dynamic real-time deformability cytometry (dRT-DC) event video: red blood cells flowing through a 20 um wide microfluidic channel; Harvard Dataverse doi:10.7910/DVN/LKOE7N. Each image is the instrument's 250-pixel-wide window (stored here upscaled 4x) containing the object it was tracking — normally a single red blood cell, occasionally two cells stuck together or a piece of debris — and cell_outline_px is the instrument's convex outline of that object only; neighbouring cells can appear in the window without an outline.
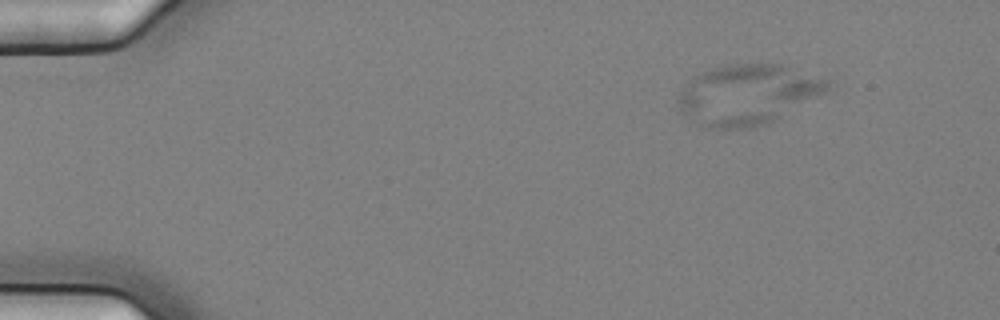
{"species": "common noctule bat (a hibernating species)", "species_latin": "Nyctalus noctula", "temperature_condition": "cold", "stored_images_in_passage": 57, "camera_frame_rate_fps": 3000, "um_per_image_px": 0.085, "animal": {"sex": "female", "body_mass_g": 25.1}, "frame": {"image": 1, "passage_image": 7, "time_ms": 2.0, "image_size_px": [1000, 320], "cell_outline_px": [[832, 80], [828, 88], [824, 92], [768, 124], [752, 128], [704, 128], [696, 124], [680, 112], [676, 100], [680, 92], [688, 80], [696, 72], [728, 64], [780, 64]], "centroid_in_image_um": [63.48, 8.04], "position_along_channel_um": 21.5, "area_um2": 52.71}}
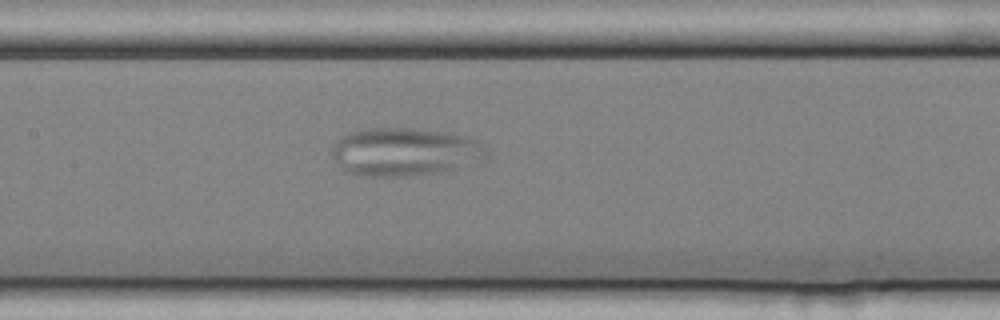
{"frame": {"image": 2, "passage_image": 28, "time_ms": 9.0, "image_size_px": [1000, 320], "cell_outline_px": [[484, 148], [480, 156], [452, 168], [440, 172], [404, 176], [368, 176], [344, 172], [332, 156], [332, 148], [336, 140], [340, 136], [348, 132], [364, 128], [412, 128], [452, 132], [476, 140]], "centroid_in_image_um": [34.21, 12.87], "position_along_channel_um": 173.2, "area_um2": 42.54}}
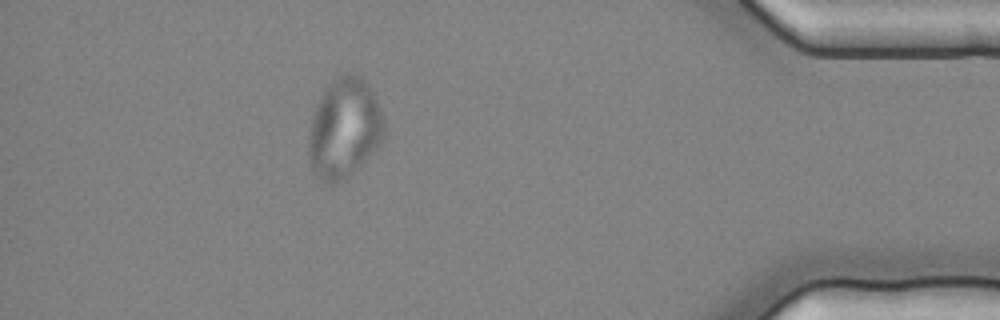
{"frame": {"image": 3, "passage_image": 51, "time_ms": 16.667, "image_size_px": [1000, 320], "cell_outline_px": [[384, 136], [380, 144], [352, 172], [332, 184], [324, 184], [312, 172], [308, 152], [308, 136], [312, 116], [316, 104], [320, 96], [328, 84], [336, 76], [344, 72], [356, 72], [368, 84], [380, 108], [384, 120]], "centroid_in_image_um": [29.23, 10.87], "position_along_channel_um": 406.0, "area_um2": 44.04}}